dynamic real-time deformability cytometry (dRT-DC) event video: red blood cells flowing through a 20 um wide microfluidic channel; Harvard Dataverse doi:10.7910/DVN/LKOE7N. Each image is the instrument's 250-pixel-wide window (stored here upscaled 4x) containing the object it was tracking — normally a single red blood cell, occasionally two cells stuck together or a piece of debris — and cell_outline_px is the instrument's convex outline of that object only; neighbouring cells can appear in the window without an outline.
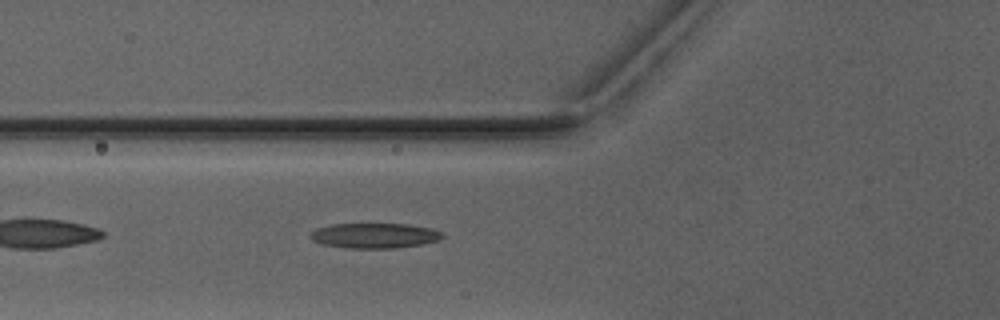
{"species": "Egyptian fruit bat (a non-hibernating species)", "species_latin": "Rousettus aegyptiacus", "temperature_condition": "warm", "stored_images_in_passage": 5, "camera_frame_rate_fps": 3000, "um_per_image_px": 0.085, "animal": {"sex": "male"}, "frame": {"image": 1, "passage_image": 5, "time_ms": 5.667, "image_size_px": [1000, 320], "cell_outline_px": [[444, 236], [440, 240], [424, 244], [396, 248], [348, 248], [324, 244], [312, 240], [308, 236], [316, 228], [332, 224], [408, 224], [432, 228], [444, 232]], "centroid_in_image_um": [31.89, 20.02], "position_along_channel_um": 93.9, "area_um2": 19.48}}